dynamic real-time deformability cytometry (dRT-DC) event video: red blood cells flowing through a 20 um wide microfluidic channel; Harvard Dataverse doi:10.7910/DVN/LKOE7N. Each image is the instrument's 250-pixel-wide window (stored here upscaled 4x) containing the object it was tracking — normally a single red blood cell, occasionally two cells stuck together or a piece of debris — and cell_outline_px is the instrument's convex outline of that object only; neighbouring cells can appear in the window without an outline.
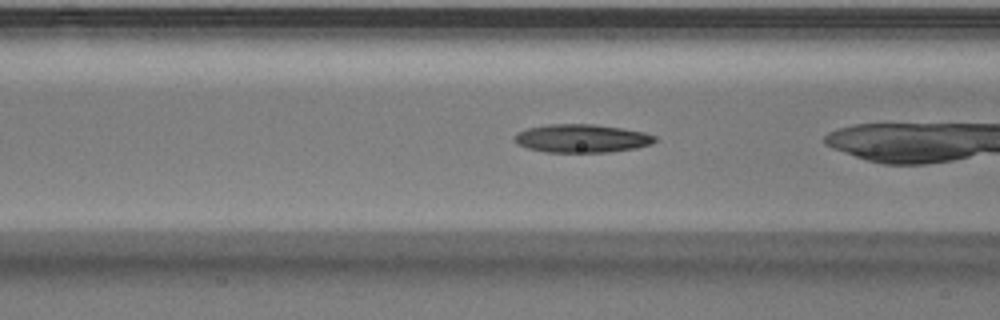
{"species": "Egyptian fruit bat (a non-hibernating species)", "species_latin": "Rousettus aegyptiacus", "temperature_condition": "warm", "stored_images_in_passage": 33, "camera_frame_rate_fps": 3000, "um_per_image_px": 0.085, "animal": {"sex": "male"}, "frame": {"image": 1, "passage_image": 13, "time_ms": 4.0, "image_size_px": [1000, 320], "cell_outline_px": [[656, 140], [652, 144], [636, 148], [608, 152], [548, 152], [528, 148], [516, 144], [512, 140], [512, 136], [516, 132], [528, 128], [548, 124], [592, 124], [620, 128], [644, 132], [656, 136]], "centroid_in_image_um": [49.4, 11.76], "position_along_channel_um": 117.2, "area_um2": 23.24}}
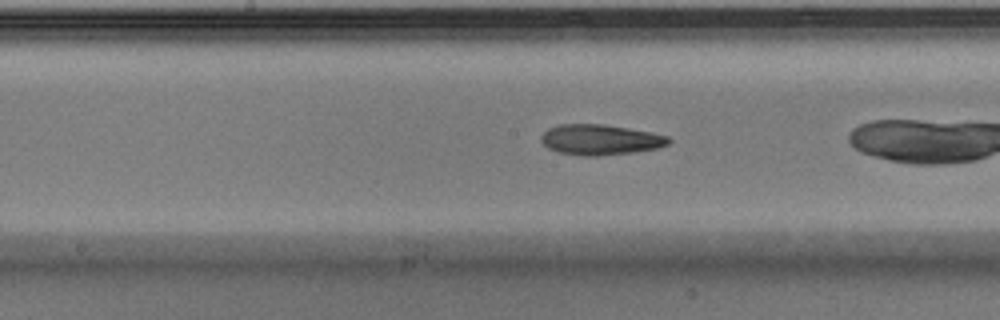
{"frame": {"image": 2, "passage_image": 19, "time_ms": 6.0, "image_size_px": [1000, 320], "cell_outline_px": [[672, 140], [668, 144], [656, 148], [632, 152], [596, 156], [584, 156], [560, 152], [548, 148], [540, 140], [540, 136], [548, 128], [560, 124], [604, 124], [652, 132], [668, 136]], "centroid_in_image_um": [51.01, 11.86], "position_along_channel_um": 197.2, "area_um2": 22.54}}
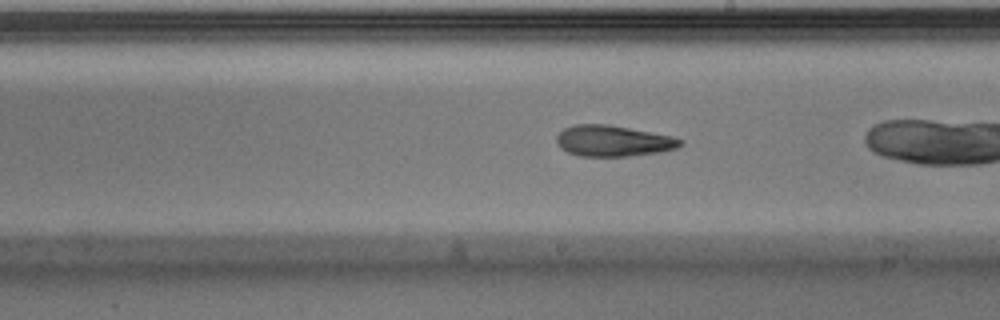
{"frame": {"image": 3, "passage_image": 22, "time_ms": 7.0, "image_size_px": [1000, 320], "cell_outline_px": [[684, 144], [676, 148], [660, 152], [628, 156], [576, 156], [560, 148], [556, 144], [556, 136], [564, 128], [572, 124], [608, 124], [672, 136], [684, 140]], "centroid_in_image_um": [52.09, 11.97], "position_along_channel_um": 236.9, "area_um2": 22.54}}